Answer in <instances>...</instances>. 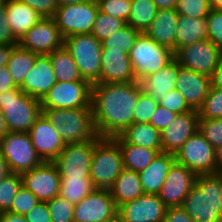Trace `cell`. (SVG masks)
<instances>
[{
  "mask_svg": "<svg viewBox=\"0 0 222 222\" xmlns=\"http://www.w3.org/2000/svg\"><path fill=\"white\" fill-rule=\"evenodd\" d=\"M142 93L138 81L93 84L91 107L96 133L113 138L133 123L134 106Z\"/></svg>",
  "mask_w": 222,
  "mask_h": 222,
  "instance_id": "obj_1",
  "label": "cell"
},
{
  "mask_svg": "<svg viewBox=\"0 0 222 222\" xmlns=\"http://www.w3.org/2000/svg\"><path fill=\"white\" fill-rule=\"evenodd\" d=\"M181 207L194 222H222V173L197 175Z\"/></svg>",
  "mask_w": 222,
  "mask_h": 222,
  "instance_id": "obj_2",
  "label": "cell"
},
{
  "mask_svg": "<svg viewBox=\"0 0 222 222\" xmlns=\"http://www.w3.org/2000/svg\"><path fill=\"white\" fill-rule=\"evenodd\" d=\"M42 114L54 126L65 144L90 141L97 136L91 106L77 109L42 108Z\"/></svg>",
  "mask_w": 222,
  "mask_h": 222,
  "instance_id": "obj_3",
  "label": "cell"
},
{
  "mask_svg": "<svg viewBox=\"0 0 222 222\" xmlns=\"http://www.w3.org/2000/svg\"><path fill=\"white\" fill-rule=\"evenodd\" d=\"M0 110L8 132H28L42 113L41 102L17 86L0 93Z\"/></svg>",
  "mask_w": 222,
  "mask_h": 222,
  "instance_id": "obj_4",
  "label": "cell"
},
{
  "mask_svg": "<svg viewBox=\"0 0 222 222\" xmlns=\"http://www.w3.org/2000/svg\"><path fill=\"white\" fill-rule=\"evenodd\" d=\"M63 46L74 59L82 79L91 85L100 83L101 42L91 33L64 38Z\"/></svg>",
  "mask_w": 222,
  "mask_h": 222,
  "instance_id": "obj_5",
  "label": "cell"
},
{
  "mask_svg": "<svg viewBox=\"0 0 222 222\" xmlns=\"http://www.w3.org/2000/svg\"><path fill=\"white\" fill-rule=\"evenodd\" d=\"M124 169L122 154L113 138H101L94 146L90 178L95 188L109 189Z\"/></svg>",
  "mask_w": 222,
  "mask_h": 222,
  "instance_id": "obj_6",
  "label": "cell"
},
{
  "mask_svg": "<svg viewBox=\"0 0 222 222\" xmlns=\"http://www.w3.org/2000/svg\"><path fill=\"white\" fill-rule=\"evenodd\" d=\"M137 81L157 72L174 58V52L151 39L145 32L140 33L128 53Z\"/></svg>",
  "mask_w": 222,
  "mask_h": 222,
  "instance_id": "obj_7",
  "label": "cell"
},
{
  "mask_svg": "<svg viewBox=\"0 0 222 222\" xmlns=\"http://www.w3.org/2000/svg\"><path fill=\"white\" fill-rule=\"evenodd\" d=\"M0 152L11 173H23L43 163L28 132H7L0 138Z\"/></svg>",
  "mask_w": 222,
  "mask_h": 222,
  "instance_id": "obj_8",
  "label": "cell"
},
{
  "mask_svg": "<svg viewBox=\"0 0 222 222\" xmlns=\"http://www.w3.org/2000/svg\"><path fill=\"white\" fill-rule=\"evenodd\" d=\"M178 164L196 175L216 174L215 149L198 130L174 154Z\"/></svg>",
  "mask_w": 222,
  "mask_h": 222,
  "instance_id": "obj_9",
  "label": "cell"
},
{
  "mask_svg": "<svg viewBox=\"0 0 222 222\" xmlns=\"http://www.w3.org/2000/svg\"><path fill=\"white\" fill-rule=\"evenodd\" d=\"M98 5L95 0L59 6L53 16L56 26L62 36L91 33L98 14Z\"/></svg>",
  "mask_w": 222,
  "mask_h": 222,
  "instance_id": "obj_10",
  "label": "cell"
},
{
  "mask_svg": "<svg viewBox=\"0 0 222 222\" xmlns=\"http://www.w3.org/2000/svg\"><path fill=\"white\" fill-rule=\"evenodd\" d=\"M91 89L88 81L56 82L40 101L41 108H89Z\"/></svg>",
  "mask_w": 222,
  "mask_h": 222,
  "instance_id": "obj_11",
  "label": "cell"
},
{
  "mask_svg": "<svg viewBox=\"0 0 222 222\" xmlns=\"http://www.w3.org/2000/svg\"><path fill=\"white\" fill-rule=\"evenodd\" d=\"M101 139L98 135L90 141L68 143L52 162L60 178L90 177V168L95 144Z\"/></svg>",
  "mask_w": 222,
  "mask_h": 222,
  "instance_id": "obj_12",
  "label": "cell"
},
{
  "mask_svg": "<svg viewBox=\"0 0 222 222\" xmlns=\"http://www.w3.org/2000/svg\"><path fill=\"white\" fill-rule=\"evenodd\" d=\"M174 57L183 68L211 77L222 58V49L202 40L180 48Z\"/></svg>",
  "mask_w": 222,
  "mask_h": 222,
  "instance_id": "obj_13",
  "label": "cell"
},
{
  "mask_svg": "<svg viewBox=\"0 0 222 222\" xmlns=\"http://www.w3.org/2000/svg\"><path fill=\"white\" fill-rule=\"evenodd\" d=\"M17 44L39 55H47L63 47L64 37L53 17H43L18 40Z\"/></svg>",
  "mask_w": 222,
  "mask_h": 222,
  "instance_id": "obj_14",
  "label": "cell"
},
{
  "mask_svg": "<svg viewBox=\"0 0 222 222\" xmlns=\"http://www.w3.org/2000/svg\"><path fill=\"white\" fill-rule=\"evenodd\" d=\"M118 211L109 189L95 188L74 205L73 222H106Z\"/></svg>",
  "mask_w": 222,
  "mask_h": 222,
  "instance_id": "obj_15",
  "label": "cell"
},
{
  "mask_svg": "<svg viewBox=\"0 0 222 222\" xmlns=\"http://www.w3.org/2000/svg\"><path fill=\"white\" fill-rule=\"evenodd\" d=\"M20 175L22 185L32 191L40 201H48L59 195L61 178L52 162H43Z\"/></svg>",
  "mask_w": 222,
  "mask_h": 222,
  "instance_id": "obj_16",
  "label": "cell"
},
{
  "mask_svg": "<svg viewBox=\"0 0 222 222\" xmlns=\"http://www.w3.org/2000/svg\"><path fill=\"white\" fill-rule=\"evenodd\" d=\"M197 175L175 162L170 168L158 197L167 207H181L185 196L195 185Z\"/></svg>",
  "mask_w": 222,
  "mask_h": 222,
  "instance_id": "obj_17",
  "label": "cell"
},
{
  "mask_svg": "<svg viewBox=\"0 0 222 222\" xmlns=\"http://www.w3.org/2000/svg\"><path fill=\"white\" fill-rule=\"evenodd\" d=\"M167 206L158 195L143 194L118 206L117 214L124 222H162Z\"/></svg>",
  "mask_w": 222,
  "mask_h": 222,
  "instance_id": "obj_18",
  "label": "cell"
},
{
  "mask_svg": "<svg viewBox=\"0 0 222 222\" xmlns=\"http://www.w3.org/2000/svg\"><path fill=\"white\" fill-rule=\"evenodd\" d=\"M28 134L43 162H53L66 145L57 130L42 113L35 120Z\"/></svg>",
  "mask_w": 222,
  "mask_h": 222,
  "instance_id": "obj_19",
  "label": "cell"
},
{
  "mask_svg": "<svg viewBox=\"0 0 222 222\" xmlns=\"http://www.w3.org/2000/svg\"><path fill=\"white\" fill-rule=\"evenodd\" d=\"M198 129V110L178 114L165 129L160 131L163 152L175 154Z\"/></svg>",
  "mask_w": 222,
  "mask_h": 222,
  "instance_id": "obj_20",
  "label": "cell"
},
{
  "mask_svg": "<svg viewBox=\"0 0 222 222\" xmlns=\"http://www.w3.org/2000/svg\"><path fill=\"white\" fill-rule=\"evenodd\" d=\"M56 82L49 56L38 55L19 88L23 93L41 101Z\"/></svg>",
  "mask_w": 222,
  "mask_h": 222,
  "instance_id": "obj_21",
  "label": "cell"
},
{
  "mask_svg": "<svg viewBox=\"0 0 222 222\" xmlns=\"http://www.w3.org/2000/svg\"><path fill=\"white\" fill-rule=\"evenodd\" d=\"M137 81L128 53L102 49L100 83H130Z\"/></svg>",
  "mask_w": 222,
  "mask_h": 222,
  "instance_id": "obj_22",
  "label": "cell"
},
{
  "mask_svg": "<svg viewBox=\"0 0 222 222\" xmlns=\"http://www.w3.org/2000/svg\"><path fill=\"white\" fill-rule=\"evenodd\" d=\"M210 87L211 77L182 66L179 68L175 88L179 90L193 110H198L201 107Z\"/></svg>",
  "mask_w": 222,
  "mask_h": 222,
  "instance_id": "obj_23",
  "label": "cell"
},
{
  "mask_svg": "<svg viewBox=\"0 0 222 222\" xmlns=\"http://www.w3.org/2000/svg\"><path fill=\"white\" fill-rule=\"evenodd\" d=\"M180 67V64L174 57L157 72L142 77L138 81L142 92L146 95H151L159 102L169 91L176 89L175 86Z\"/></svg>",
  "mask_w": 222,
  "mask_h": 222,
  "instance_id": "obj_24",
  "label": "cell"
},
{
  "mask_svg": "<svg viewBox=\"0 0 222 222\" xmlns=\"http://www.w3.org/2000/svg\"><path fill=\"white\" fill-rule=\"evenodd\" d=\"M175 162L174 154L158 153L153 161L143 171L139 172L143 193L158 195L170 168Z\"/></svg>",
  "mask_w": 222,
  "mask_h": 222,
  "instance_id": "obj_25",
  "label": "cell"
},
{
  "mask_svg": "<svg viewBox=\"0 0 222 222\" xmlns=\"http://www.w3.org/2000/svg\"><path fill=\"white\" fill-rule=\"evenodd\" d=\"M178 14L175 9H159L145 33L158 44L176 53Z\"/></svg>",
  "mask_w": 222,
  "mask_h": 222,
  "instance_id": "obj_26",
  "label": "cell"
},
{
  "mask_svg": "<svg viewBox=\"0 0 222 222\" xmlns=\"http://www.w3.org/2000/svg\"><path fill=\"white\" fill-rule=\"evenodd\" d=\"M3 6L7 12L8 25L17 40L43 18L20 0H5Z\"/></svg>",
  "mask_w": 222,
  "mask_h": 222,
  "instance_id": "obj_27",
  "label": "cell"
},
{
  "mask_svg": "<svg viewBox=\"0 0 222 222\" xmlns=\"http://www.w3.org/2000/svg\"><path fill=\"white\" fill-rule=\"evenodd\" d=\"M113 139L117 143H128L163 152L160 131L150 123H132Z\"/></svg>",
  "mask_w": 222,
  "mask_h": 222,
  "instance_id": "obj_28",
  "label": "cell"
},
{
  "mask_svg": "<svg viewBox=\"0 0 222 222\" xmlns=\"http://www.w3.org/2000/svg\"><path fill=\"white\" fill-rule=\"evenodd\" d=\"M207 17L178 16L176 31V52L192 43L208 40Z\"/></svg>",
  "mask_w": 222,
  "mask_h": 222,
  "instance_id": "obj_29",
  "label": "cell"
},
{
  "mask_svg": "<svg viewBox=\"0 0 222 222\" xmlns=\"http://www.w3.org/2000/svg\"><path fill=\"white\" fill-rule=\"evenodd\" d=\"M109 191L117 207L144 194L139 173L125 168L109 188Z\"/></svg>",
  "mask_w": 222,
  "mask_h": 222,
  "instance_id": "obj_30",
  "label": "cell"
},
{
  "mask_svg": "<svg viewBox=\"0 0 222 222\" xmlns=\"http://www.w3.org/2000/svg\"><path fill=\"white\" fill-rule=\"evenodd\" d=\"M47 55L57 82L86 81L82 79L74 59L64 46Z\"/></svg>",
  "mask_w": 222,
  "mask_h": 222,
  "instance_id": "obj_31",
  "label": "cell"
},
{
  "mask_svg": "<svg viewBox=\"0 0 222 222\" xmlns=\"http://www.w3.org/2000/svg\"><path fill=\"white\" fill-rule=\"evenodd\" d=\"M122 154L123 167L135 172L143 171L159 153L157 150L146 147L118 143Z\"/></svg>",
  "mask_w": 222,
  "mask_h": 222,
  "instance_id": "obj_32",
  "label": "cell"
},
{
  "mask_svg": "<svg viewBox=\"0 0 222 222\" xmlns=\"http://www.w3.org/2000/svg\"><path fill=\"white\" fill-rule=\"evenodd\" d=\"M38 55L20 47L18 44L13 45V54L6 66L16 86L19 87L23 83L25 76L33 67Z\"/></svg>",
  "mask_w": 222,
  "mask_h": 222,
  "instance_id": "obj_33",
  "label": "cell"
},
{
  "mask_svg": "<svg viewBox=\"0 0 222 222\" xmlns=\"http://www.w3.org/2000/svg\"><path fill=\"white\" fill-rule=\"evenodd\" d=\"M94 189L90 177L64 176L60 180L59 195L71 204L76 205Z\"/></svg>",
  "mask_w": 222,
  "mask_h": 222,
  "instance_id": "obj_34",
  "label": "cell"
},
{
  "mask_svg": "<svg viewBox=\"0 0 222 222\" xmlns=\"http://www.w3.org/2000/svg\"><path fill=\"white\" fill-rule=\"evenodd\" d=\"M131 4L127 24L144 33L155 19L159 9L152 0H131Z\"/></svg>",
  "mask_w": 222,
  "mask_h": 222,
  "instance_id": "obj_35",
  "label": "cell"
},
{
  "mask_svg": "<svg viewBox=\"0 0 222 222\" xmlns=\"http://www.w3.org/2000/svg\"><path fill=\"white\" fill-rule=\"evenodd\" d=\"M140 33V31L126 24L101 42L102 49L122 50V53H129Z\"/></svg>",
  "mask_w": 222,
  "mask_h": 222,
  "instance_id": "obj_36",
  "label": "cell"
},
{
  "mask_svg": "<svg viewBox=\"0 0 222 222\" xmlns=\"http://www.w3.org/2000/svg\"><path fill=\"white\" fill-rule=\"evenodd\" d=\"M22 186L19 173H9L0 180V213L9 212L13 199Z\"/></svg>",
  "mask_w": 222,
  "mask_h": 222,
  "instance_id": "obj_37",
  "label": "cell"
},
{
  "mask_svg": "<svg viewBox=\"0 0 222 222\" xmlns=\"http://www.w3.org/2000/svg\"><path fill=\"white\" fill-rule=\"evenodd\" d=\"M125 25L126 23L123 20L98 11L91 34L102 42L104 39L119 31Z\"/></svg>",
  "mask_w": 222,
  "mask_h": 222,
  "instance_id": "obj_38",
  "label": "cell"
},
{
  "mask_svg": "<svg viewBox=\"0 0 222 222\" xmlns=\"http://www.w3.org/2000/svg\"><path fill=\"white\" fill-rule=\"evenodd\" d=\"M199 119L222 118V89L210 87L209 93L198 109Z\"/></svg>",
  "mask_w": 222,
  "mask_h": 222,
  "instance_id": "obj_39",
  "label": "cell"
},
{
  "mask_svg": "<svg viewBox=\"0 0 222 222\" xmlns=\"http://www.w3.org/2000/svg\"><path fill=\"white\" fill-rule=\"evenodd\" d=\"M98 10L115 18L123 20L126 24L131 12V0H95Z\"/></svg>",
  "mask_w": 222,
  "mask_h": 222,
  "instance_id": "obj_40",
  "label": "cell"
},
{
  "mask_svg": "<svg viewBox=\"0 0 222 222\" xmlns=\"http://www.w3.org/2000/svg\"><path fill=\"white\" fill-rule=\"evenodd\" d=\"M174 9L178 15L207 17L211 10L210 0H178Z\"/></svg>",
  "mask_w": 222,
  "mask_h": 222,
  "instance_id": "obj_41",
  "label": "cell"
},
{
  "mask_svg": "<svg viewBox=\"0 0 222 222\" xmlns=\"http://www.w3.org/2000/svg\"><path fill=\"white\" fill-rule=\"evenodd\" d=\"M52 222H73L74 205L60 195L46 201Z\"/></svg>",
  "mask_w": 222,
  "mask_h": 222,
  "instance_id": "obj_42",
  "label": "cell"
},
{
  "mask_svg": "<svg viewBox=\"0 0 222 222\" xmlns=\"http://www.w3.org/2000/svg\"><path fill=\"white\" fill-rule=\"evenodd\" d=\"M158 105L159 102L151 95H146L142 92L133 109V123H149Z\"/></svg>",
  "mask_w": 222,
  "mask_h": 222,
  "instance_id": "obj_43",
  "label": "cell"
},
{
  "mask_svg": "<svg viewBox=\"0 0 222 222\" xmlns=\"http://www.w3.org/2000/svg\"><path fill=\"white\" fill-rule=\"evenodd\" d=\"M198 130L210 142L214 149L222 146V118L199 119Z\"/></svg>",
  "mask_w": 222,
  "mask_h": 222,
  "instance_id": "obj_44",
  "label": "cell"
},
{
  "mask_svg": "<svg viewBox=\"0 0 222 222\" xmlns=\"http://www.w3.org/2000/svg\"><path fill=\"white\" fill-rule=\"evenodd\" d=\"M39 201L32 191L22 185L13 199L9 212L25 216Z\"/></svg>",
  "mask_w": 222,
  "mask_h": 222,
  "instance_id": "obj_45",
  "label": "cell"
},
{
  "mask_svg": "<svg viewBox=\"0 0 222 222\" xmlns=\"http://www.w3.org/2000/svg\"><path fill=\"white\" fill-rule=\"evenodd\" d=\"M159 105L177 114H183L193 110L178 89L169 91L165 97L159 101Z\"/></svg>",
  "mask_w": 222,
  "mask_h": 222,
  "instance_id": "obj_46",
  "label": "cell"
},
{
  "mask_svg": "<svg viewBox=\"0 0 222 222\" xmlns=\"http://www.w3.org/2000/svg\"><path fill=\"white\" fill-rule=\"evenodd\" d=\"M208 40L222 49V10H210L207 16Z\"/></svg>",
  "mask_w": 222,
  "mask_h": 222,
  "instance_id": "obj_47",
  "label": "cell"
},
{
  "mask_svg": "<svg viewBox=\"0 0 222 222\" xmlns=\"http://www.w3.org/2000/svg\"><path fill=\"white\" fill-rule=\"evenodd\" d=\"M177 115V113L158 105L153 115L151 116L149 123L154 128L162 131L176 118Z\"/></svg>",
  "mask_w": 222,
  "mask_h": 222,
  "instance_id": "obj_48",
  "label": "cell"
},
{
  "mask_svg": "<svg viewBox=\"0 0 222 222\" xmlns=\"http://www.w3.org/2000/svg\"><path fill=\"white\" fill-rule=\"evenodd\" d=\"M35 9L42 17H53L59 7L58 0H20Z\"/></svg>",
  "mask_w": 222,
  "mask_h": 222,
  "instance_id": "obj_49",
  "label": "cell"
},
{
  "mask_svg": "<svg viewBox=\"0 0 222 222\" xmlns=\"http://www.w3.org/2000/svg\"><path fill=\"white\" fill-rule=\"evenodd\" d=\"M25 217L28 222H52L46 201H39Z\"/></svg>",
  "mask_w": 222,
  "mask_h": 222,
  "instance_id": "obj_50",
  "label": "cell"
},
{
  "mask_svg": "<svg viewBox=\"0 0 222 222\" xmlns=\"http://www.w3.org/2000/svg\"><path fill=\"white\" fill-rule=\"evenodd\" d=\"M18 40L13 36L11 28L8 25L7 12L5 7H0V44L1 45H14Z\"/></svg>",
  "mask_w": 222,
  "mask_h": 222,
  "instance_id": "obj_51",
  "label": "cell"
},
{
  "mask_svg": "<svg viewBox=\"0 0 222 222\" xmlns=\"http://www.w3.org/2000/svg\"><path fill=\"white\" fill-rule=\"evenodd\" d=\"M162 222H194L182 207H167Z\"/></svg>",
  "mask_w": 222,
  "mask_h": 222,
  "instance_id": "obj_52",
  "label": "cell"
},
{
  "mask_svg": "<svg viewBox=\"0 0 222 222\" xmlns=\"http://www.w3.org/2000/svg\"><path fill=\"white\" fill-rule=\"evenodd\" d=\"M6 65L0 66V93L16 88Z\"/></svg>",
  "mask_w": 222,
  "mask_h": 222,
  "instance_id": "obj_53",
  "label": "cell"
},
{
  "mask_svg": "<svg viewBox=\"0 0 222 222\" xmlns=\"http://www.w3.org/2000/svg\"><path fill=\"white\" fill-rule=\"evenodd\" d=\"M211 87L222 89V58L211 76Z\"/></svg>",
  "mask_w": 222,
  "mask_h": 222,
  "instance_id": "obj_54",
  "label": "cell"
},
{
  "mask_svg": "<svg viewBox=\"0 0 222 222\" xmlns=\"http://www.w3.org/2000/svg\"><path fill=\"white\" fill-rule=\"evenodd\" d=\"M0 222H28L24 215L13 212L0 213Z\"/></svg>",
  "mask_w": 222,
  "mask_h": 222,
  "instance_id": "obj_55",
  "label": "cell"
},
{
  "mask_svg": "<svg viewBox=\"0 0 222 222\" xmlns=\"http://www.w3.org/2000/svg\"><path fill=\"white\" fill-rule=\"evenodd\" d=\"M13 54V45L0 44V66L6 65Z\"/></svg>",
  "mask_w": 222,
  "mask_h": 222,
  "instance_id": "obj_56",
  "label": "cell"
},
{
  "mask_svg": "<svg viewBox=\"0 0 222 222\" xmlns=\"http://www.w3.org/2000/svg\"><path fill=\"white\" fill-rule=\"evenodd\" d=\"M158 9H174L178 0H152Z\"/></svg>",
  "mask_w": 222,
  "mask_h": 222,
  "instance_id": "obj_57",
  "label": "cell"
},
{
  "mask_svg": "<svg viewBox=\"0 0 222 222\" xmlns=\"http://www.w3.org/2000/svg\"><path fill=\"white\" fill-rule=\"evenodd\" d=\"M10 173L7 162L0 152V180Z\"/></svg>",
  "mask_w": 222,
  "mask_h": 222,
  "instance_id": "obj_58",
  "label": "cell"
},
{
  "mask_svg": "<svg viewBox=\"0 0 222 222\" xmlns=\"http://www.w3.org/2000/svg\"><path fill=\"white\" fill-rule=\"evenodd\" d=\"M217 173H222V146L215 149Z\"/></svg>",
  "mask_w": 222,
  "mask_h": 222,
  "instance_id": "obj_59",
  "label": "cell"
},
{
  "mask_svg": "<svg viewBox=\"0 0 222 222\" xmlns=\"http://www.w3.org/2000/svg\"><path fill=\"white\" fill-rule=\"evenodd\" d=\"M8 132L6 124H5V119L2 114V111L0 110V138Z\"/></svg>",
  "mask_w": 222,
  "mask_h": 222,
  "instance_id": "obj_60",
  "label": "cell"
},
{
  "mask_svg": "<svg viewBox=\"0 0 222 222\" xmlns=\"http://www.w3.org/2000/svg\"><path fill=\"white\" fill-rule=\"evenodd\" d=\"M86 0H58L59 6L72 5L85 2Z\"/></svg>",
  "mask_w": 222,
  "mask_h": 222,
  "instance_id": "obj_61",
  "label": "cell"
},
{
  "mask_svg": "<svg viewBox=\"0 0 222 222\" xmlns=\"http://www.w3.org/2000/svg\"><path fill=\"white\" fill-rule=\"evenodd\" d=\"M210 7L215 10H222V0H210Z\"/></svg>",
  "mask_w": 222,
  "mask_h": 222,
  "instance_id": "obj_62",
  "label": "cell"
},
{
  "mask_svg": "<svg viewBox=\"0 0 222 222\" xmlns=\"http://www.w3.org/2000/svg\"><path fill=\"white\" fill-rule=\"evenodd\" d=\"M106 222H124V221L118 214H116L113 218H110Z\"/></svg>",
  "mask_w": 222,
  "mask_h": 222,
  "instance_id": "obj_63",
  "label": "cell"
},
{
  "mask_svg": "<svg viewBox=\"0 0 222 222\" xmlns=\"http://www.w3.org/2000/svg\"><path fill=\"white\" fill-rule=\"evenodd\" d=\"M4 1L5 0H0V7H2L4 5Z\"/></svg>",
  "mask_w": 222,
  "mask_h": 222,
  "instance_id": "obj_64",
  "label": "cell"
}]
</instances>
